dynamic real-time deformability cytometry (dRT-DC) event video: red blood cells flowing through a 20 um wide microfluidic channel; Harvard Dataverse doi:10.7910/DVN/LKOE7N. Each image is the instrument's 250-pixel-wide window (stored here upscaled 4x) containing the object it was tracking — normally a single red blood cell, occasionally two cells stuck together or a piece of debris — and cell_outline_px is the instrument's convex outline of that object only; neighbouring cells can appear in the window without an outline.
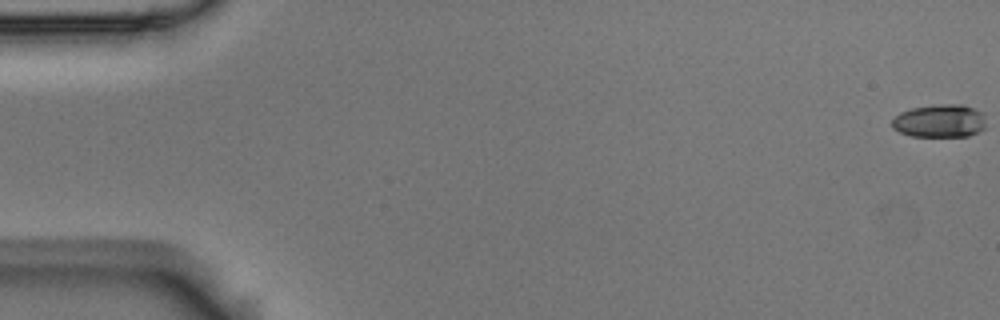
{"species": "Egyptian fruit bat (a non-hibernating species)", "species_latin": "Rousettus aegyptiacus", "temperature_condition": "room temperature", "stored_images_in_passage": 7, "camera_frame_rate_fps": 3000, "um_per_image_px": 0.085, "animal": {"sex": "male"}, "frame": {"image": 1, "passage_image": 1, "time_ms": 0.0, "image_size_px": [1000, 320], "cell_outline_px": [[984, 128], [968, 136], [912, 136], [900, 132], [892, 128], [892, 120], [900, 112], [912, 108], [936, 104], [964, 104], [980, 112], [984, 116]], "centroid_in_image_um": [79.85, 10.27], "position_along_channel_um": 5.2, "area_um2": 17.98}}
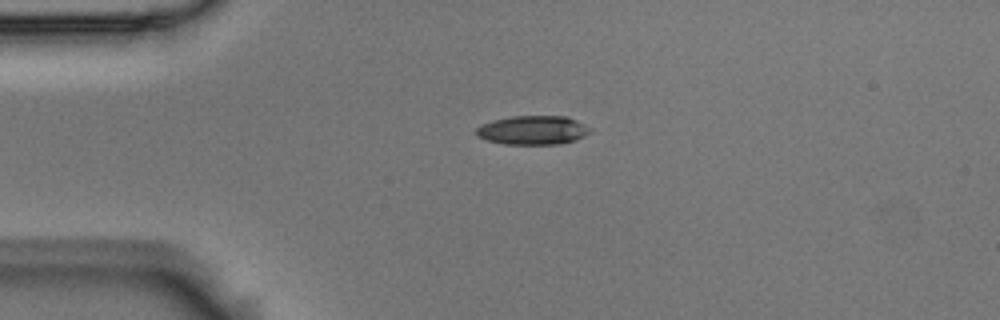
{"frame": {"image": 2, "passage_image": 5, "time_ms": 1.333, "image_size_px": [1000, 320], "cell_outline_px": [[592, 132], [576, 140], [556, 144], [504, 144], [488, 140], [476, 136], [476, 128], [492, 120], [512, 116], [568, 116], [584, 124]], "centroid_in_image_um": [45.29, 11.06], "position_along_channel_um": 39.7, "area_um2": 19.13}}
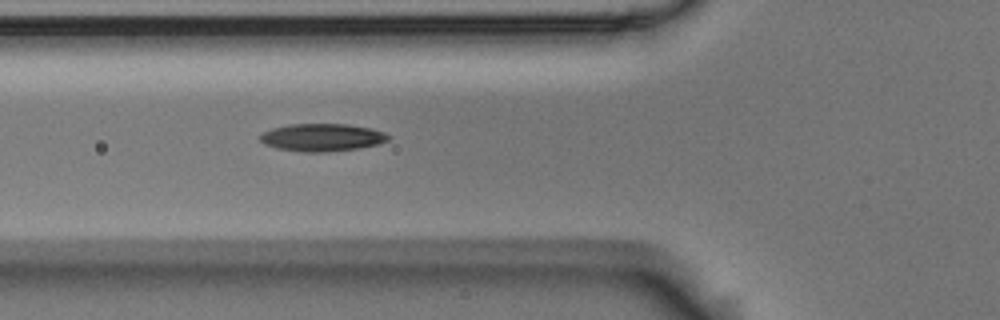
{"frame": {"image": 3, "passage_image": 7, "time_ms": 2.0, "image_size_px": [1000, 320], "cell_outline_px": [[392, 136], [388, 140], [380, 144], [360, 148], [328, 152], [304, 152], [280, 148], [264, 144], [256, 136], [260, 132], [272, 128], [288, 124], [348, 124], [372, 128], [384, 132]], "centroid_in_image_um": [27.38, 11.67], "position_along_channel_um": 98.4, "area_um2": 20.98}}